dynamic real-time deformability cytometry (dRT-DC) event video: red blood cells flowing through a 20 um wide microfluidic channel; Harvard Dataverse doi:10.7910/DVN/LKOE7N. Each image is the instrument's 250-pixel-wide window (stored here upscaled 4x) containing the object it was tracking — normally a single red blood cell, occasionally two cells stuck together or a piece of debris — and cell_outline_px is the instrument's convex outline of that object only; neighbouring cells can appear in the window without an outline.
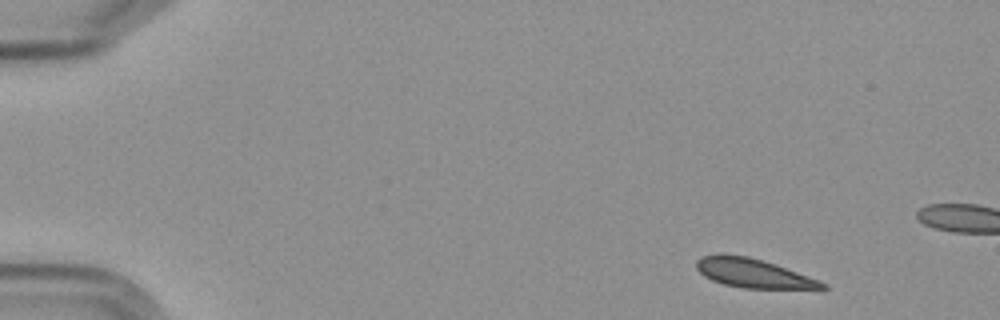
{"species": "Egyptian fruit bat (a non-hibernating species)", "species_latin": "Rousettus aegyptiacus", "temperature_condition": "cold", "stored_images_in_passage": 5, "camera_frame_rate_fps": 3000, "um_per_image_px": 0.085, "frame": {"image": 1, "passage_image": 1, "time_ms": 0.0, "image_size_px": [1000, 320], "cell_outline_px": [[828, 288], [824, 292], [740, 288], [724, 284], [712, 280], [704, 276], [696, 268], [696, 260], [700, 256], [720, 252], [748, 256], [776, 264], [820, 280], [828, 284]], "centroid_in_image_um": [64.18, 23.27], "position_along_channel_um": 20.8, "area_um2": 22.77}}